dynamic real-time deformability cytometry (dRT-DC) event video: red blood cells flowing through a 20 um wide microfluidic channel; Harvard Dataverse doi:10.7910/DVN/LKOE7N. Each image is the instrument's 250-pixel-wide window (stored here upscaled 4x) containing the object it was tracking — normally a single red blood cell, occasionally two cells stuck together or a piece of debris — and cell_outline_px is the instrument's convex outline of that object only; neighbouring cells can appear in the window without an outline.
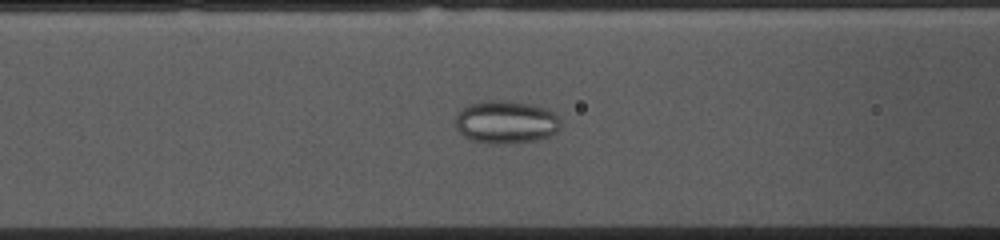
{"species": "common noctule bat (a hibernating species)", "species_latin": "Nyctalus noctula", "temperature_condition": "cold", "stored_images_in_passage": 52, "camera_frame_rate_fps": 3000, "um_per_image_px": 0.085, "animal": {"sex": "female", "body_mass_g": 10.0, "forearm_length_mm": 53.1}, "frame": {"image": 1, "passage_image": 20, "time_ms": 6.333, "image_size_px": [1000, 240], "cell_outline_px": [[560, 128], [552, 136], [536, 140], [500, 144], [496, 144], [472, 140], [464, 136], [456, 128], [456, 116], [468, 104], [480, 100], [500, 100], [532, 104], [544, 108], [552, 112], [560, 120]], "centroid_in_image_um": [43.01, 10.37], "position_along_channel_um": 123.6, "area_um2": 26.24}}
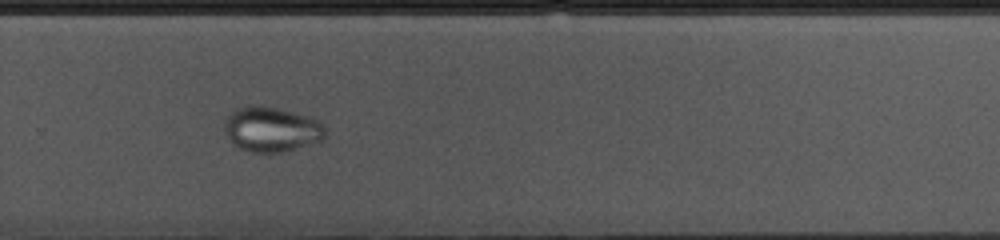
{"frame": {"image": 2, "passage_image": 35, "time_ms": 11.333, "image_size_px": [1000, 240], "cell_outline_px": [[324, 140], [280, 152], [248, 152], [240, 148], [228, 136], [224, 128], [224, 120], [236, 108], [252, 104], [280, 108], [312, 116], [324, 124]], "centroid_in_image_um": [23.1, 10.96], "position_along_channel_um": 306.7, "area_um2": 26.47}}
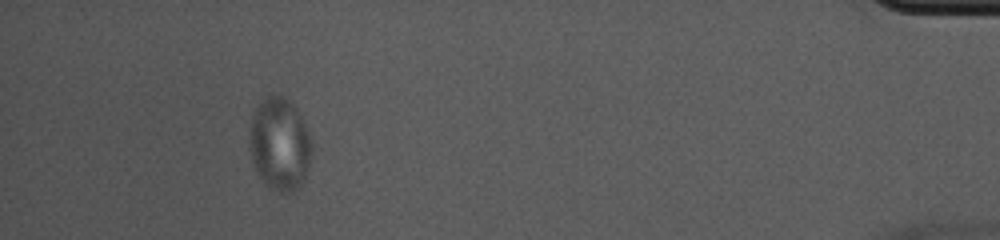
{"frame": {"image": 3, "passage_image": 49, "time_ms": 16.0, "image_size_px": [1000, 240], "cell_outline_px": [[312, 152], [304, 180], [292, 192], [284, 192], [272, 188], [260, 180], [252, 164], [248, 136], [252, 108], [260, 100], [268, 96], [284, 96], [296, 108], [312, 140]], "centroid_in_image_um": [23.72, 12.22], "position_along_channel_um": 411.5, "area_um2": 34.04}, "authors_computed_cell_mechanics": {"area_um2": 29.3335, "velocity_mm_per_s": 3.6781, "shape_relaxation_time_tau1_ms": null, "shape_relaxation_time_tau2_ms": 3.7181, "deformation_change_tau1": null, "deformation_change_tau2": 0.0304}}